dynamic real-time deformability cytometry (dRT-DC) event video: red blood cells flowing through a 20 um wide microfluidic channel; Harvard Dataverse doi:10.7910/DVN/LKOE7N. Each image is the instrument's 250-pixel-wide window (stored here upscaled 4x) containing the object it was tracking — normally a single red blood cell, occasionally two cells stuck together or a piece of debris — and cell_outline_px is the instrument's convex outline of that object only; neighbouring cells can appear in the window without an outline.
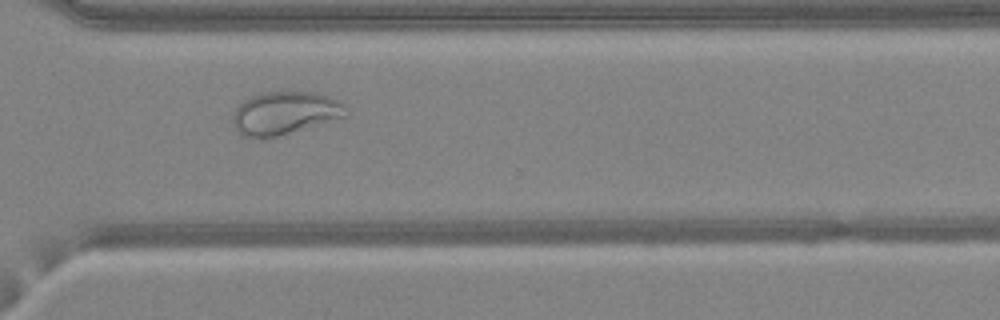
{"species": "common noctule bat (a hibernating species)", "species_latin": "Nyctalus noctula", "temperature_condition": "warm", "stored_images_in_passage": 47, "camera_frame_rate_fps": 3000, "um_per_image_px": 0.085, "animal": {"sex": "female", "body_mass_g": 24.6, "forearm_length_mm": 56.2}, "frame": {"image": 1, "passage_image": 34, "time_ms": 11.0, "image_size_px": [1000, 320], "cell_outline_px": [[348, 116], [268, 140], [260, 140], [240, 136], [232, 120], [232, 116], [236, 108], [244, 100], [260, 92], [312, 92], [328, 96], [340, 100], [348, 108]], "centroid_in_image_um": [24.22, 9.65], "position_along_channel_um": 346.4, "area_um2": 29.13}}
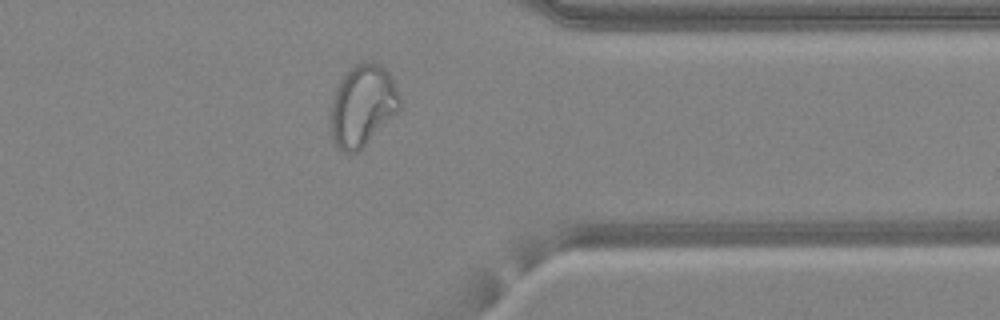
{"frame": {"image": 2, "passage_image": 37, "time_ms": 12.0, "image_size_px": [1000, 320], "cell_outline_px": [[400, 108], [364, 148], [356, 152], [340, 152], [332, 140], [328, 120], [332, 96], [336, 84], [356, 64], [380, 64], [392, 76], [400, 96]], "centroid_in_image_um": [30.77, 9.04], "position_along_channel_um": 380.6, "area_um2": 33.18}}
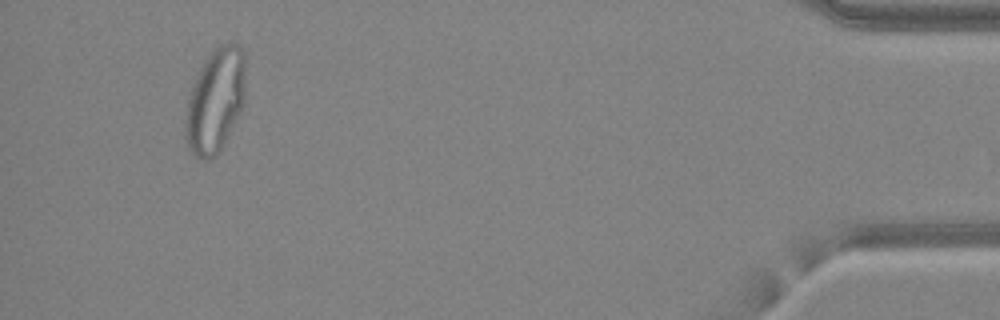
{"frame": {"image": 3, "passage_image": 44, "time_ms": 14.333, "image_size_px": [1000, 320], "cell_outline_px": [[244, 104], [240, 112], [216, 156], [208, 160], [200, 160], [188, 148], [184, 132], [184, 120], [188, 100], [196, 76], [204, 60], [220, 44], [236, 44], [244, 52]], "centroid_in_image_um": [18.27, 8.58], "position_along_channel_um": 416.9, "area_um2": 36.07}}